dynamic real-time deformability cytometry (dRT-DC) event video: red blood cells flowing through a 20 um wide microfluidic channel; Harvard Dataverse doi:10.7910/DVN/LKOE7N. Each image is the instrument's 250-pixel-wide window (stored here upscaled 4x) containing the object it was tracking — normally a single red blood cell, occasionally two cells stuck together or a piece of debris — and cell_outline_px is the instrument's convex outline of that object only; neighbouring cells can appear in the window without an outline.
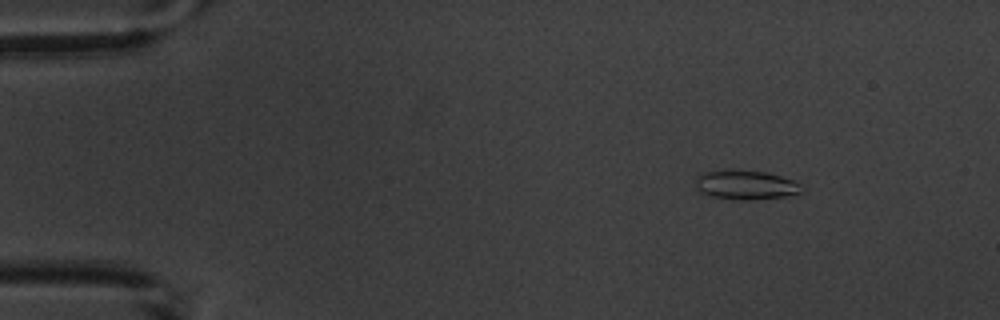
{"species": "common noctule bat (a hibernating species)", "species_latin": "Nyctalus noctula", "temperature_condition": "warm", "stored_images_in_passage": 8, "camera_frame_rate_fps": 3000, "um_per_image_px": 0.085, "animal": {"sex": "male", "body_mass_g": 20.1, "forearm_length_mm": 53.5}, "frame": {"image": 1, "passage_image": 1, "time_ms": 0.0, "image_size_px": [1000, 320], "cell_outline_px": [[804, 192], [784, 196], [752, 200], [740, 200], [712, 196], [700, 192], [696, 188], [696, 176], [700, 172], [728, 168], [732, 168], [768, 172], [792, 180], [800, 184], [804, 188]], "centroid_in_image_um": [63.36, 15.68], "position_along_channel_um": 21.6, "area_um2": 18.61}}
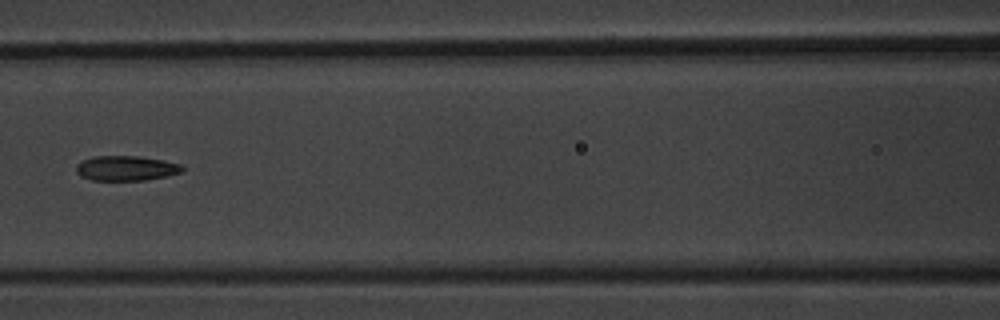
{"frame": {"image": 2, "passage_image": 6, "time_ms": 6.0, "image_size_px": [1000, 320], "cell_outline_px": [[184, 168], [180, 172], [168, 176], [144, 180], [92, 180], [80, 176], [76, 172], [76, 164], [92, 156], [140, 156], [164, 160], [180, 164]], "centroid_in_image_um": [10.7, 14.29], "position_along_channel_um": 155.9, "area_um2": 15.43}}
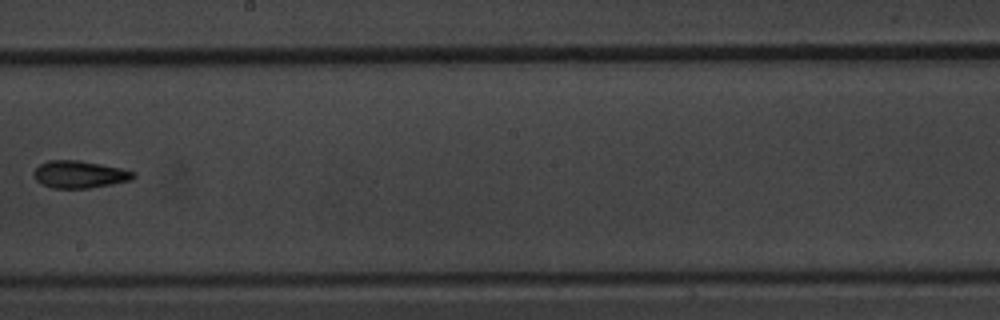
{"frame": {"image": 3, "passage_image": 8, "time_ms": 8.333, "image_size_px": [1000, 320], "cell_outline_px": [[136, 176], [132, 180], [112, 184], [88, 188], [52, 188], [40, 184], [36, 180], [32, 172], [40, 164], [48, 160], [80, 160], [120, 168], [136, 172]], "centroid_in_image_um": [6.75, 14.82], "position_along_channel_um": 241.5, "area_um2": 15.95}}